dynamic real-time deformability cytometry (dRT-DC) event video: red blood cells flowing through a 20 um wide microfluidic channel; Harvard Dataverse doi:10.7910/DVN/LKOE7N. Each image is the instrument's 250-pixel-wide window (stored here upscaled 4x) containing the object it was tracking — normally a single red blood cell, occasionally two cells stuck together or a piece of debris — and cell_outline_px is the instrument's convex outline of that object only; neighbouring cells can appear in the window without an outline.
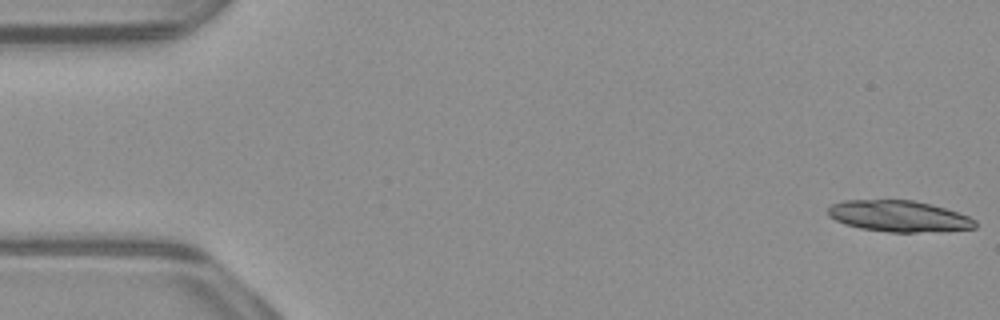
{"species": "common noctule bat (a hibernating species)", "species_latin": "Nyctalus noctula", "temperature_condition": "warm", "stored_images_in_passage": 27, "camera_frame_rate_fps": 3000, "um_per_image_px": 0.085, "animal": {"sex": "male", "body_mass_g": 23.1, "forearm_length_mm": 52.7}, "frame": {"image": 1, "passage_image": 1, "time_ms": 0.0, "image_size_px": [1000, 320], "cell_outline_px": [[976, 228], [916, 232], [888, 232], [860, 228], [844, 224], [828, 216], [828, 208], [832, 204], [844, 200], [912, 200], [932, 204], [968, 216], [976, 220]], "centroid_in_image_um": [76.36, 18.37], "position_along_channel_um": 8.6, "area_um2": 26.59}}